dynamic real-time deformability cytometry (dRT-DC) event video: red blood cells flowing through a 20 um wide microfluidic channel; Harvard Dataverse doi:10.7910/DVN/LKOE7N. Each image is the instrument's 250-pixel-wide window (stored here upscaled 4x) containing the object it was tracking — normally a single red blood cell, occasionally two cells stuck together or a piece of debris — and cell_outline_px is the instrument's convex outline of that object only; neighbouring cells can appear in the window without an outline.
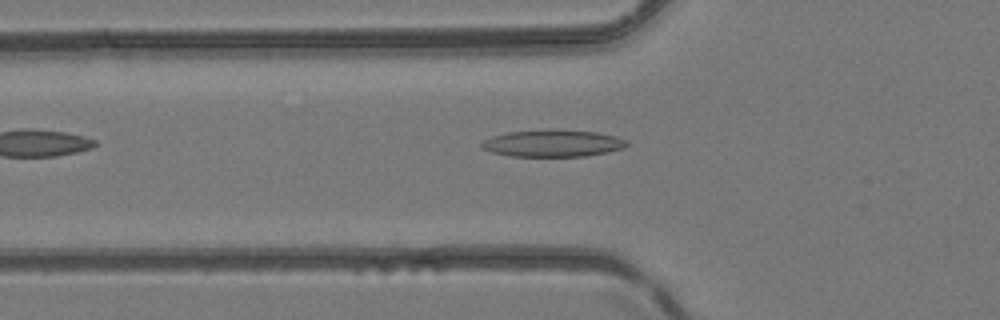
{"species": "common noctule bat (a hibernating species)", "species_latin": "Nyctalus noctula", "temperature_condition": "room temperature", "stored_images_in_passage": 5, "camera_frame_rate_fps": 3000, "um_per_image_px": 0.085, "animal": {"sex": "female", "body_mass_g": 24.6, "forearm_length_mm": 56.2}, "frame": {"image": 1, "passage_image": 5, "time_ms": 1.333, "image_size_px": [1000, 320], "cell_outline_px": [[628, 144], [624, 148], [608, 152], [584, 156], [508, 156], [492, 152], [480, 148], [480, 144], [484, 140], [492, 136], [508, 132], [548, 128], [596, 132], [616, 136], [624, 140]], "centroid_in_image_um": [46.95, 12.17], "position_along_channel_um": 78.9, "area_um2": 23.06}}